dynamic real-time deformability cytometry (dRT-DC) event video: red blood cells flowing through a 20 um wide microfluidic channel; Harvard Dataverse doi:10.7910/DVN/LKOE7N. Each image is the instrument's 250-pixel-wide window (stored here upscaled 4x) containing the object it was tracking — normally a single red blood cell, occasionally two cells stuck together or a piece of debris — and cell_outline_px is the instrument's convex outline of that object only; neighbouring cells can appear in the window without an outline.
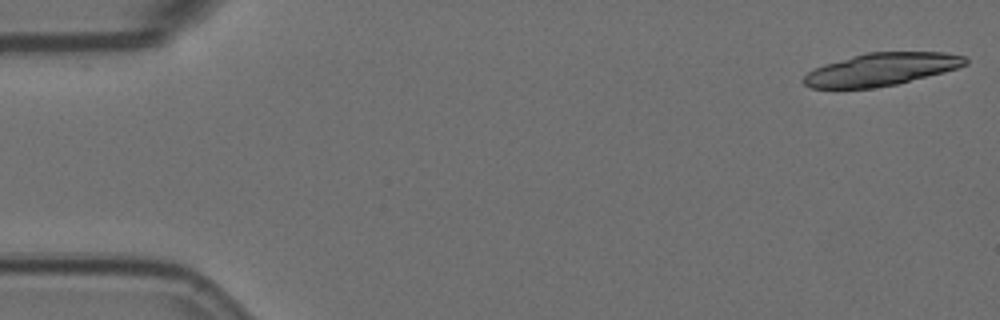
{"species": "Egyptian fruit bat (a non-hibernating species)", "species_latin": "Rousettus aegyptiacus", "temperature_condition": "room temperature", "stored_images_in_passage": 20, "camera_frame_rate_fps": 3000, "um_per_image_px": 0.085, "animal": {"sex": "female"}, "frame": {"image": 1, "passage_image": 1, "time_ms": 0.0, "image_size_px": [1000, 320], "cell_outline_px": [[968, 64], [944, 72], [896, 84], [872, 88], [812, 88], [804, 84], [800, 80], [808, 72], [824, 64], [864, 52], [944, 52], [964, 56], [968, 60]], "centroid_in_image_um": [74.9, 5.89], "position_along_channel_um": 10.1, "area_um2": 30.69}}